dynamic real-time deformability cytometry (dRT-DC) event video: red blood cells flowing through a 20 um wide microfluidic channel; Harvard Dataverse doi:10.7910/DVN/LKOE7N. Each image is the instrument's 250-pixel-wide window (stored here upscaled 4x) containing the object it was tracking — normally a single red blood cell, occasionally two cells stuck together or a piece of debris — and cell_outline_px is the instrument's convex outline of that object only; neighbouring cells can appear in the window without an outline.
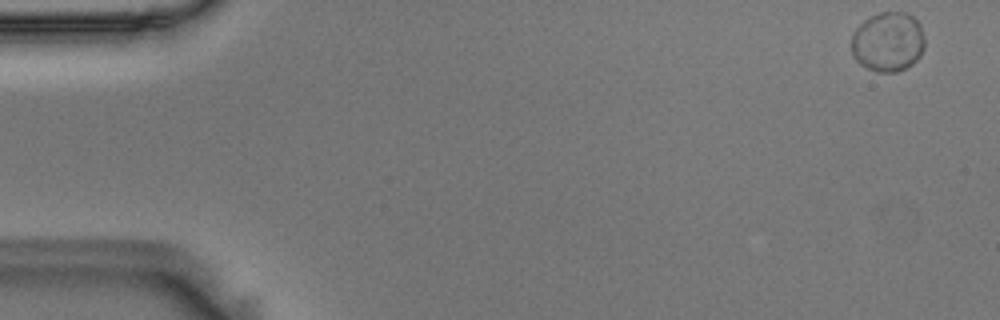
{"species": "Egyptian fruit bat (a non-hibernating species)", "species_latin": "Rousettus aegyptiacus", "temperature_condition": "room temperature", "stored_images_in_passage": 56, "segment_of_instrument_passage": [1, 2], "camera_frame_rate_fps": 3000, "um_per_image_px": 0.085, "animal": {"sex": "male"}, "frame": {"image": 1, "passage_image": 1, "time_ms": 0.0, "image_size_px": [1000, 320], "cell_outline_px": [[924, 48], [920, 56], [912, 64], [896, 72], [876, 72], [860, 64], [852, 56], [852, 36], [856, 28], [868, 16], [880, 12], [904, 12], [912, 16], [920, 24], [924, 36]], "centroid_in_image_um": [75.47, 3.55], "position_along_channel_um": 9.5, "area_um2": 25.61}}
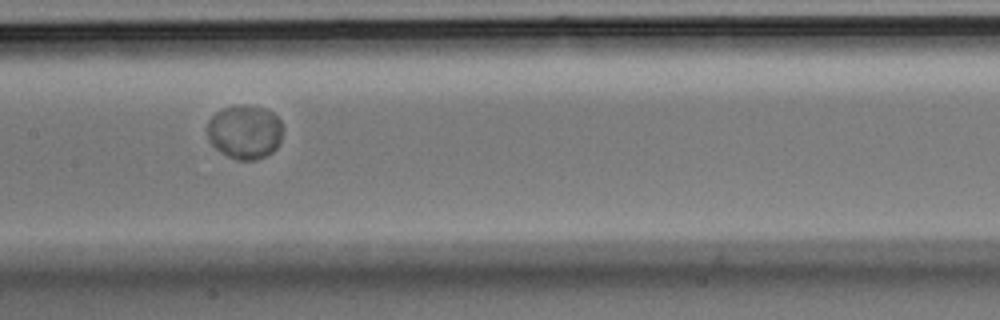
{"frame": {"image": 2, "passage_image": 27, "time_ms": 8.667, "image_size_px": [1000, 320], "cell_outline_px": [[280, 140], [276, 148], [272, 152], [256, 160], [236, 160], [220, 152], [208, 140], [204, 128], [208, 120], [216, 112], [224, 108], [240, 104], [244, 104], [264, 108], [272, 112], [280, 120]], "centroid_in_image_um": [20.74, 11.21], "position_along_channel_um": 186.7, "area_um2": 23.93}}
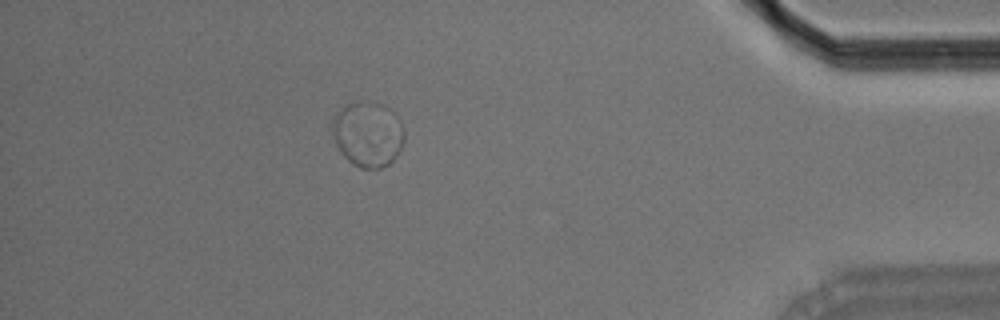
{"frame": {"image": 3, "passage_image": 49, "time_ms": 16.0, "image_size_px": [1000, 320], "cell_outline_px": [[404, 140], [396, 156], [388, 164], [380, 168], [360, 168], [352, 164], [340, 152], [336, 144], [332, 132], [332, 120], [340, 108], [348, 104], [360, 100], [384, 104], [400, 120], [404, 132]], "centroid_in_image_um": [31.25, 11.39], "position_along_channel_um": 403.9, "area_um2": 27.4}}